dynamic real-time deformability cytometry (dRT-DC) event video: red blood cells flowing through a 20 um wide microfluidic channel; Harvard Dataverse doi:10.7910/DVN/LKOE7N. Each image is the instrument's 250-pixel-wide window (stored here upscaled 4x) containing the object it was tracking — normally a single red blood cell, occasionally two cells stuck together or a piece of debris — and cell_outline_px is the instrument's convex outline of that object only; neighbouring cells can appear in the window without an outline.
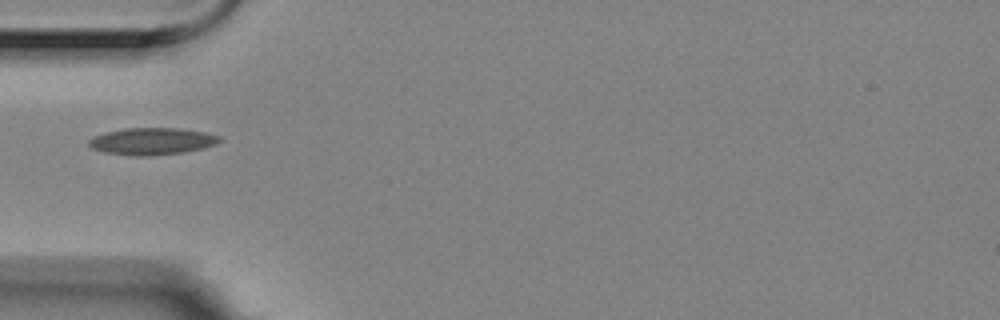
{"species": "Egyptian fruit bat (a non-hibernating species)", "species_latin": "Rousettus aegyptiacus", "temperature_condition": "room temperature", "stored_images_in_passage": 1, "camera_frame_rate_fps": 3000, "um_per_image_px": 0.085, "animal": {"sex": "female"}, "frame": {"image": 1, "passage_image": 1, "time_ms": 0.0, "image_size_px": [1000, 320], "cell_outline_px": [[224, 140], [216, 144], [204, 148], [184, 152], [148, 156], [132, 156], [104, 152], [92, 148], [88, 144], [88, 140], [92, 136], [124, 128], [180, 128], [204, 132], [220, 136]], "centroid_in_image_um": [12.94, 12.01], "position_along_channel_um": 72.1, "area_um2": 20.69}}